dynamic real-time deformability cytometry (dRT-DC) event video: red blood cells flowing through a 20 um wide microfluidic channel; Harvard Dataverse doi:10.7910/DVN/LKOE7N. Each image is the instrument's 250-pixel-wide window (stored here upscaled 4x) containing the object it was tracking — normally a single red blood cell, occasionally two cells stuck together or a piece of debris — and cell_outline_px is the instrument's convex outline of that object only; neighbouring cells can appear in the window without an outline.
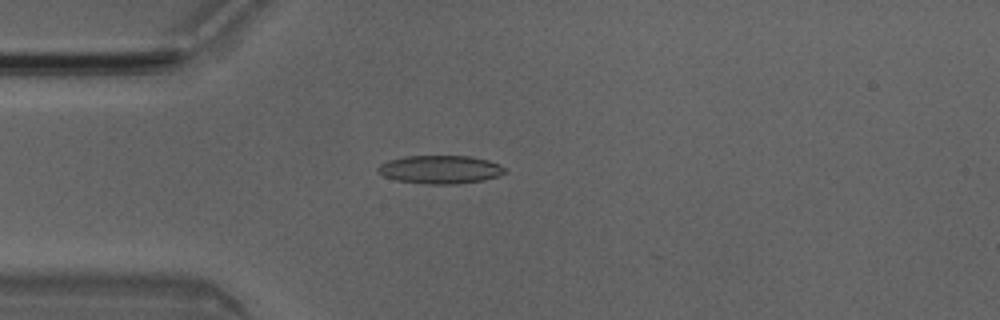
{"species": "Egyptian fruit bat (a non-hibernating species)", "species_latin": "Rousettus aegyptiacus", "temperature_condition": "room temperature", "stored_images_in_passage": 5, "camera_frame_rate_fps": 3000, "um_per_image_px": 0.085, "animal": {"sex": "male"}, "frame": {"image": 1, "passage_image": 4, "time_ms": 1.0, "image_size_px": [1000, 320], "cell_outline_px": [[508, 172], [484, 180], [456, 184], [424, 184], [396, 180], [384, 176], [376, 172], [376, 168], [380, 164], [388, 160], [404, 156], [468, 156], [488, 160], [500, 164]], "centroid_in_image_um": [37.39, 14.41], "position_along_channel_um": 47.6, "area_um2": 21.04}}